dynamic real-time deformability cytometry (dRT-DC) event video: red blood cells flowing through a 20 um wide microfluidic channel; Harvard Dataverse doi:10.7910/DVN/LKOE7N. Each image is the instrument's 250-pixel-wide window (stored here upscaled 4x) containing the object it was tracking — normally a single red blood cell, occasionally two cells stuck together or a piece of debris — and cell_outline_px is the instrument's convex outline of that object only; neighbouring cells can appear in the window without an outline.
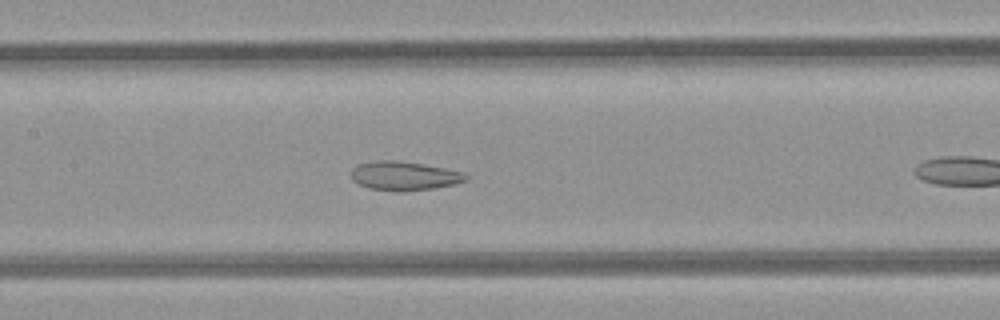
{"species": "common noctule bat (a hibernating species)", "species_latin": "Nyctalus noctula", "temperature_condition": "room temperature", "stored_images_in_passage": 24, "camera_frame_rate_fps": 3000, "um_per_image_px": 0.085, "animal": {"sex": "female", "body_mass_g": 21.9}, "frame": {"image": 1, "passage_image": 11, "time_ms": 3.333, "image_size_px": [1000, 320], "cell_outline_px": [[468, 180], [456, 184], [436, 188], [404, 192], [400, 192], [368, 188], [352, 180], [352, 168], [356, 164], [376, 160], [392, 160], [420, 164], [444, 168], [464, 172], [468, 176]], "centroid_in_image_um": [34.37, 14.96], "position_along_channel_um": 173.0, "area_um2": 19.48}}
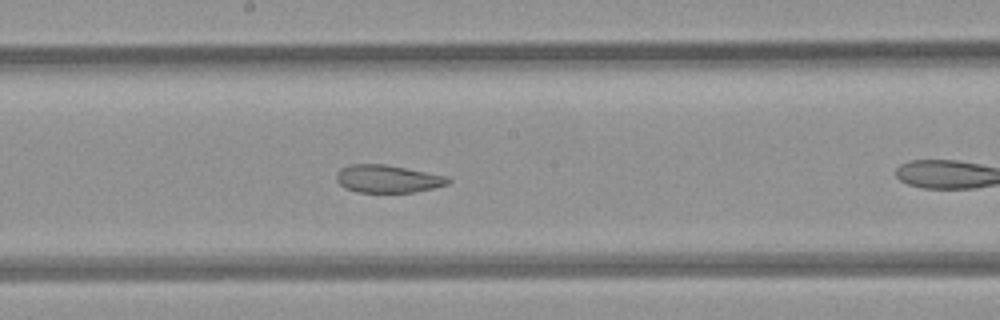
{"frame": {"image": 2, "passage_image": 14, "time_ms": 4.333, "image_size_px": [1000, 320], "cell_outline_px": [[452, 180], [448, 184], [416, 192], [356, 192], [344, 188], [336, 180], [336, 172], [340, 168], [352, 164], [384, 164], [448, 176]], "centroid_in_image_um": [32.94, 15.2], "position_along_channel_um": 215.3, "area_um2": 18.09}}
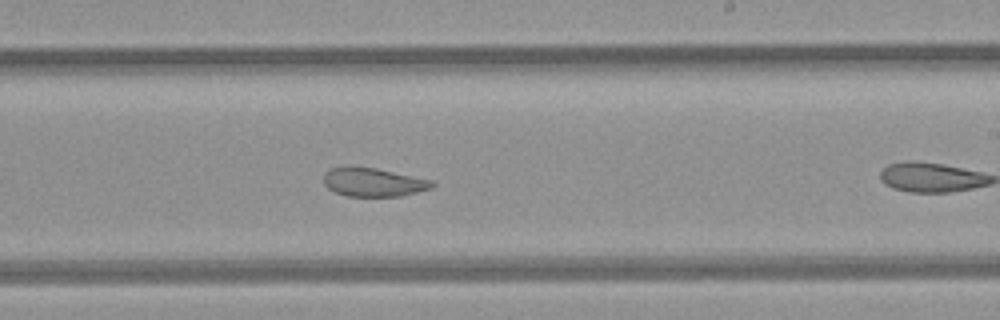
{"frame": {"image": 3, "passage_image": 17, "time_ms": 5.333, "image_size_px": [1000, 320], "cell_outline_px": [[436, 184], [432, 188], [400, 196], [344, 196], [328, 188], [324, 184], [324, 172], [332, 168], [376, 168], [432, 180]], "centroid_in_image_um": [31.76, 15.51], "position_along_channel_um": 257.2, "area_um2": 17.74}}